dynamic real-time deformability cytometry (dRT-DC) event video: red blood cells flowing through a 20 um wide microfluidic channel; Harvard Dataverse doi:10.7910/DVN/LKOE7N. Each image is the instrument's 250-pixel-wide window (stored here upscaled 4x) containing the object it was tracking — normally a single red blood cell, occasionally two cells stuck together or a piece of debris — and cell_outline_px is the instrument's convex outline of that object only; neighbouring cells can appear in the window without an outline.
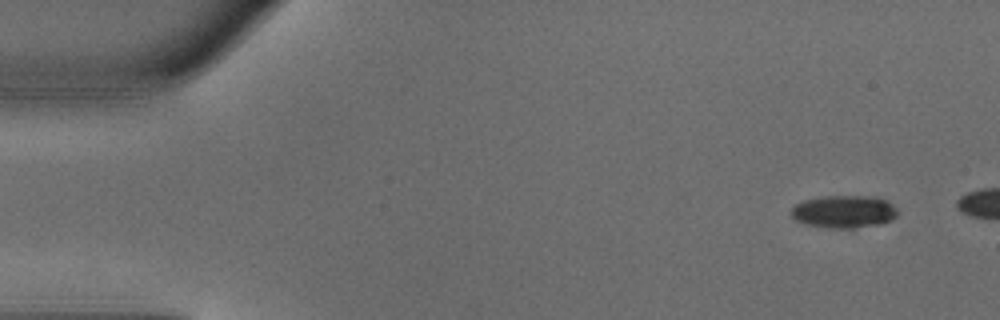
{"species": "common noctule bat (a hibernating species)", "species_latin": "Nyctalus noctula", "temperature_condition": "warm", "stored_images_in_passage": 13, "camera_frame_rate_fps": 3000, "um_per_image_px": 0.085, "animal": {"sex": "male", "body_mass_g": 18.8}, "frame": {"image": 1, "passage_image": 3, "time_ms": 0.667, "image_size_px": [1000, 320], "cell_outline_px": [[896, 216], [892, 220], [880, 224], [856, 228], [828, 228], [804, 224], [796, 220], [792, 216], [792, 208], [796, 204], [804, 200], [824, 196], [872, 196], [884, 200], [892, 204], [896, 208]], "centroid_in_image_um": [71.73, 18.0], "position_along_channel_um": 13.3, "area_um2": 20.17}}